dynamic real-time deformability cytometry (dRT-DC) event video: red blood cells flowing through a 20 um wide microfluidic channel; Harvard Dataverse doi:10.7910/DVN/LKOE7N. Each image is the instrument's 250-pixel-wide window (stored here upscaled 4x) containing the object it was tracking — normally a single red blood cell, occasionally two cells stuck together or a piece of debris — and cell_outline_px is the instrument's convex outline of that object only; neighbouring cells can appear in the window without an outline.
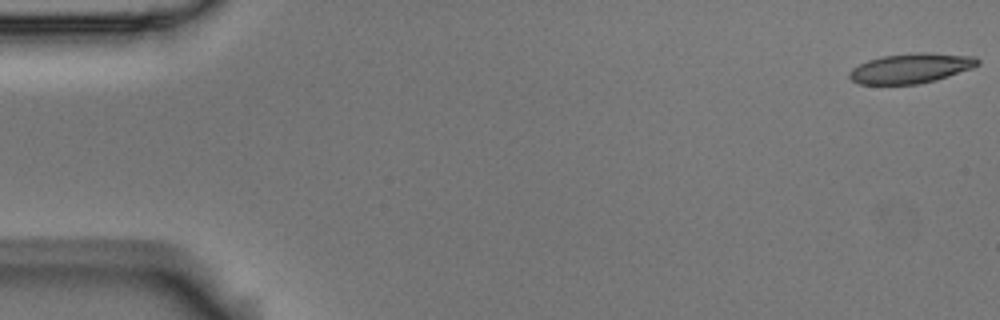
{"species": "Egyptian fruit bat (a non-hibernating species)", "species_latin": "Rousettus aegyptiacus", "temperature_condition": "room temperature", "stored_images_in_passage": 6, "camera_frame_rate_fps": 3000, "um_per_image_px": 0.085, "animal": {"sex": "male"}, "frame": {"image": 1, "passage_image": 1, "time_ms": 0.0, "image_size_px": [1000, 320], "cell_outline_px": [[980, 64], [972, 68], [936, 80], [920, 84], [860, 84], [852, 80], [848, 76], [848, 72], [852, 68], [868, 60], [880, 56], [916, 52], [928, 52], [976, 56], [980, 60]], "centroid_in_image_um": [77.45, 5.79], "position_along_channel_um": 7.6, "area_um2": 22.54}}
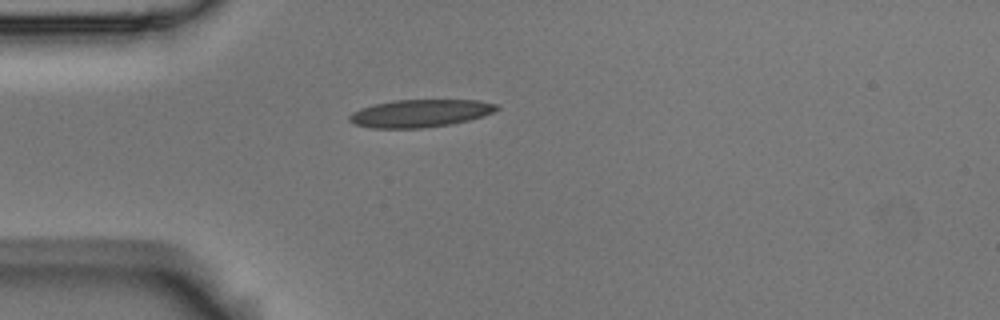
{"frame": {"image": 2, "passage_image": 5, "time_ms": 1.333, "image_size_px": [1000, 320], "cell_outline_px": [[500, 108], [484, 116], [452, 124], [420, 128], [372, 128], [356, 124], [348, 120], [348, 116], [352, 112], [360, 108], [372, 104], [396, 100], [480, 100], [496, 104]], "centroid_in_image_um": [35.7, 9.62], "position_along_channel_um": 49.3, "area_um2": 23.76}}